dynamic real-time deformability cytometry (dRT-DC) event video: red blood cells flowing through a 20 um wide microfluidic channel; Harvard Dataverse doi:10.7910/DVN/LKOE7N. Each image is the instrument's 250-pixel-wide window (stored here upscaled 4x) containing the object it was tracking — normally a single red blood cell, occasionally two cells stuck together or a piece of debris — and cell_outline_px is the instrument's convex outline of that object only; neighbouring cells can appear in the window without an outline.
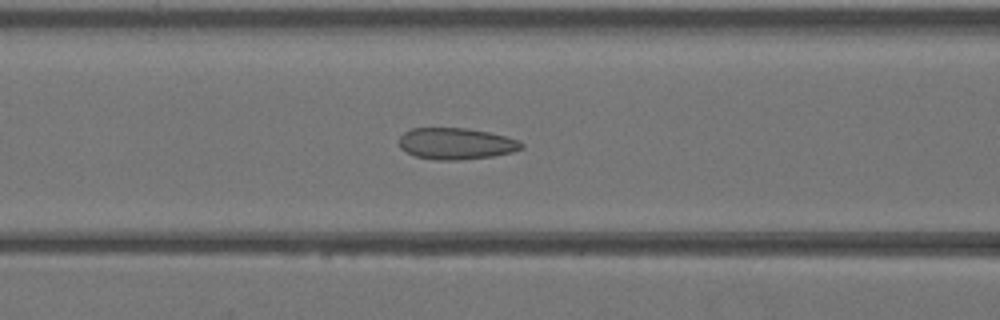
{"species": "Egyptian fruit bat (a non-hibernating species)", "species_latin": "Rousettus aegyptiacus", "temperature_condition": "warm", "stored_images_in_passage": 34, "camera_frame_rate_fps": 3000, "um_per_image_px": 0.085, "animal": {"sex": "female"}, "frame": {"image": 1, "passage_image": 10, "time_ms": 3.0, "image_size_px": [1000, 320], "cell_outline_px": [[524, 148], [512, 152], [492, 156], [460, 160], [436, 160], [416, 156], [400, 148], [400, 136], [404, 132], [412, 128], [468, 128], [488, 132], [520, 140], [524, 144]], "centroid_in_image_um": [38.79, 12.21], "position_along_channel_um": 127.8, "area_um2": 22.43}}
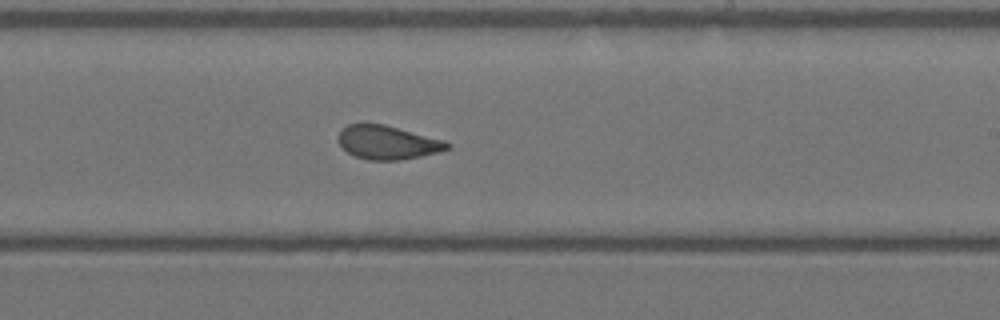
{"frame": {"image": 2, "passage_image": 18, "time_ms": 5.667, "image_size_px": [1000, 320], "cell_outline_px": [[452, 148], [440, 152], [400, 160], [368, 160], [356, 156], [348, 152], [336, 140], [340, 132], [348, 124], [384, 124], [444, 140], [452, 144]], "centroid_in_image_um": [32.98, 12.11], "position_along_channel_um": 256.0, "area_um2": 21.33}}
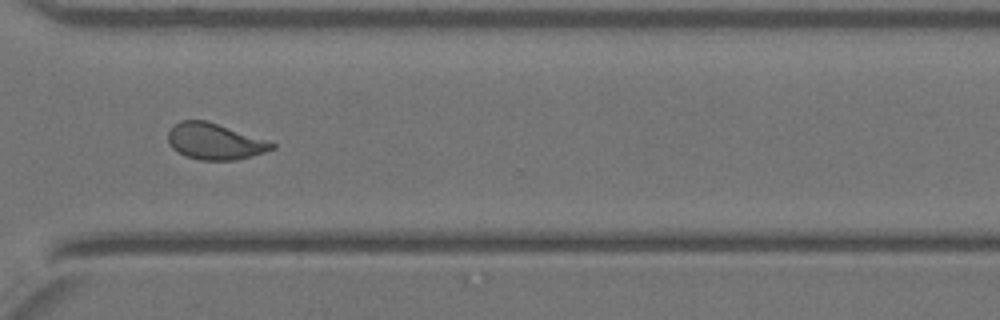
{"frame": {"image": 3, "passage_image": 24, "time_ms": 7.667, "image_size_px": [1000, 320], "cell_outline_px": [[276, 148], [264, 152], [236, 160], [200, 160], [188, 156], [172, 148], [168, 144], [168, 132], [180, 120], [204, 120], [276, 144]], "centroid_in_image_um": [18.22, 12.03], "position_along_channel_um": 352.4, "area_um2": 21.27}}